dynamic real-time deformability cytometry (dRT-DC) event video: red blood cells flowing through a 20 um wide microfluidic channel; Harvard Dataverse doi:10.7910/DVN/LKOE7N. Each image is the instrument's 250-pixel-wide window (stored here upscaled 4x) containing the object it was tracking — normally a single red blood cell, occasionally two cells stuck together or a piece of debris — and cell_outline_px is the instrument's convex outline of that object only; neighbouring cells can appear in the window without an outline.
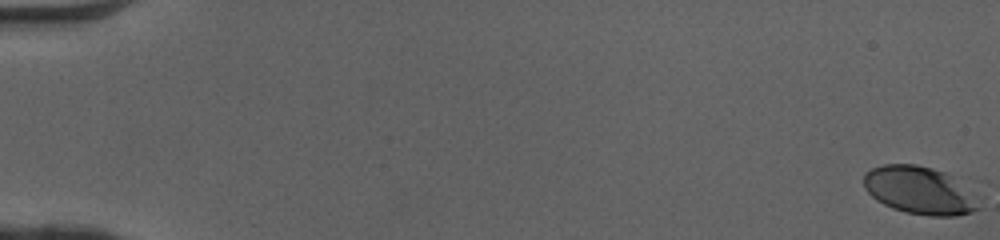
{"species": "human", "species_latin": "Homo sapiens", "temperature_condition": "cold", "stored_images_in_passage": 52, "camera_frame_rate_fps": 3000, "um_per_image_px": 0.085, "donor": {"sex": "female"}, "frame": {"image": 1, "passage_image": 1, "time_ms": 0.0, "image_size_px": [1000, 240], "cell_outline_px": [[980, 208], [972, 212], [956, 216], [928, 216], [904, 212], [892, 208], [876, 200], [864, 188], [864, 172], [872, 168], [884, 164], [916, 164], [932, 168], [944, 172]], "centroid_in_image_um": [77.98, 16.19], "position_along_channel_um": 7.0, "area_um2": 30.81}}
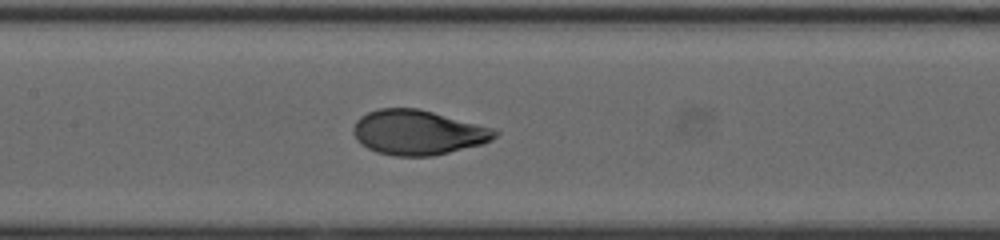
{"frame": {"image": 2, "passage_image": 27, "time_ms": 8.667, "image_size_px": [1000, 240], "cell_outline_px": [[500, 132], [492, 140], [484, 144], [432, 156], [396, 156], [376, 152], [360, 144], [356, 140], [352, 132], [352, 128], [356, 120], [360, 116], [368, 112], [380, 108], [416, 108], [432, 112], [492, 128]], "centroid_in_image_um": [35.49, 11.27], "position_along_channel_um": 171.9, "area_um2": 36.93}}
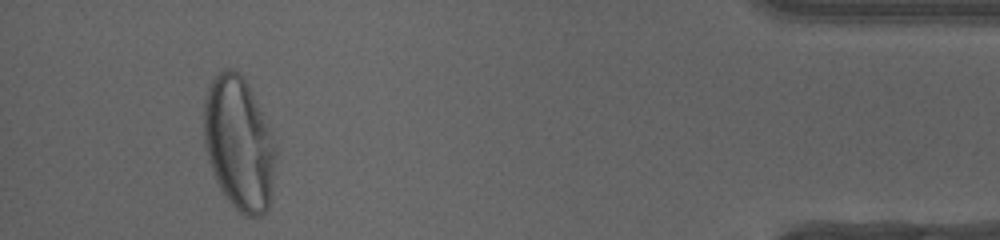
{"frame": {"image": 3, "passage_image": 49, "time_ms": 16.0, "image_size_px": [1000, 240], "cell_outline_px": [[276, 156], [272, 196], [268, 208], [264, 216], [244, 216], [228, 200], [220, 188], [212, 172], [204, 148], [204, 96], [212, 80], [224, 68], [232, 68], [248, 84], [268, 128], [276, 148]], "centroid_in_image_um": [20.3, 12.25], "position_along_channel_um": 414.9, "area_um2": 55.66}, "authors_computed_cell_mechanics": {"area_um2": 36.7608, "velocity_mm_per_s": 4.0854, "shape_relaxation_time_tau1_ms": 2.7786, "shape_relaxation_time_tau2_ms": null, "deformation_change_tau1": 0.1772, "deformation_change_tau2": null}}